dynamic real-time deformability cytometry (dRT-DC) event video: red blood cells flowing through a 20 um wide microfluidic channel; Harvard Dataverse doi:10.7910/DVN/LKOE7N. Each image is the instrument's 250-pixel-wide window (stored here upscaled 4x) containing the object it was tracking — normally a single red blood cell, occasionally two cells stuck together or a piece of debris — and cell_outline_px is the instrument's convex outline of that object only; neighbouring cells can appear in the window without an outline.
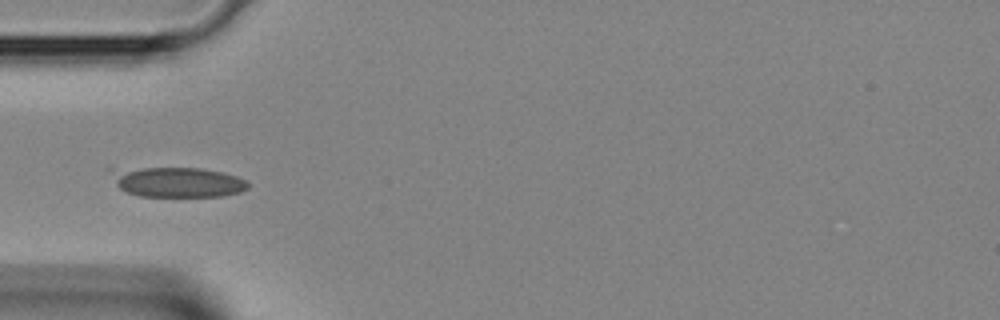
{"species": "Egyptian fruit bat (a non-hibernating species)", "species_latin": "Rousettus aegyptiacus", "temperature_condition": "room temperature", "stored_images_in_passage": 1, "camera_frame_rate_fps": 3000, "um_per_image_px": 0.085, "animal": {"sex": "female"}, "frame": {"image": 1, "passage_image": 1, "time_ms": 0.0, "image_size_px": [1000, 320], "cell_outline_px": [[248, 188], [240, 192], [224, 196], [140, 196], [128, 192], [120, 188], [116, 184], [104, 168], [200, 168], [224, 172], [236, 176], [244, 180], [248, 184]], "centroid_in_image_um": [15.01, 15.46], "position_along_channel_um": 70.0, "area_um2": 24.16}}